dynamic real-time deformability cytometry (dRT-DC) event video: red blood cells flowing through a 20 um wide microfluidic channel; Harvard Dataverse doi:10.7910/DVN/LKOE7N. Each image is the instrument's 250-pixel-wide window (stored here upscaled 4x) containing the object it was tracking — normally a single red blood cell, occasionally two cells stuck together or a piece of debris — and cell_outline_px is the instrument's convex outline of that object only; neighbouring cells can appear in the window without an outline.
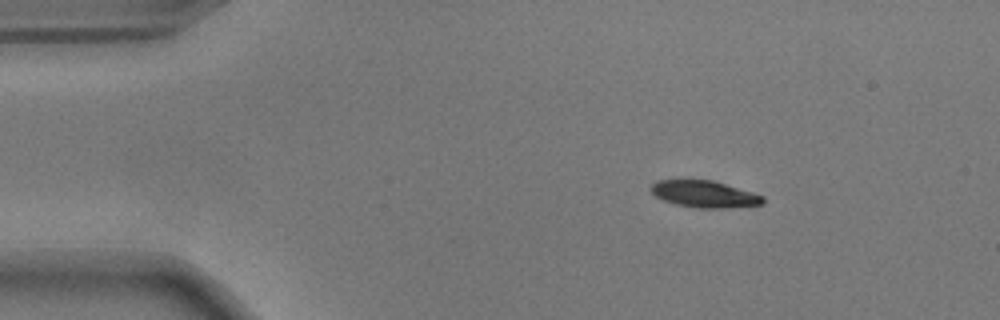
{"species": "common noctule bat (a hibernating species)", "species_latin": "Nyctalus noctula", "temperature_condition": "warm", "stored_images_in_passage": 47, "camera_frame_rate_fps": 3000, "um_per_image_px": 0.085, "animal": {"sex": "male", "body_mass_g": 17.9}, "frame": {"image": 1, "passage_image": 1, "time_ms": 0.0, "image_size_px": [1000, 320], "cell_outline_px": [[764, 204], [724, 208], [696, 208], [676, 204], [664, 200], [656, 196], [648, 188], [656, 180], [712, 180], [752, 192], [764, 196]], "centroid_in_image_um": [59.86, 16.5], "position_along_channel_um": 25.1, "area_um2": 17.4}}
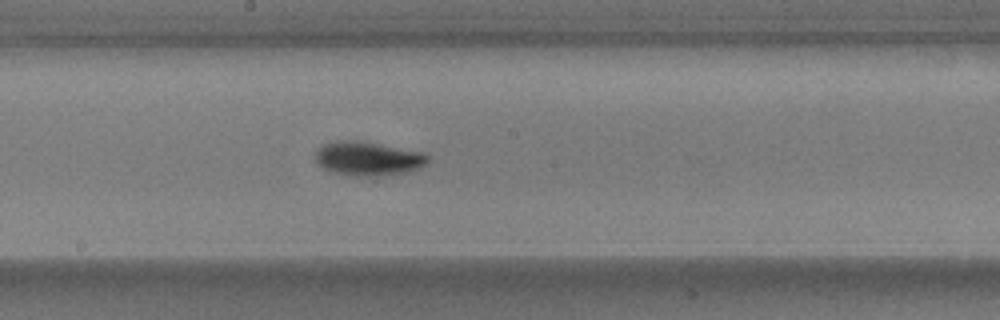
{"frame": {"image": 2, "passage_image": 22, "time_ms": 7.0, "image_size_px": [1000, 320], "cell_outline_px": [[428, 164], [420, 168], [408, 172], [368, 176], [348, 176], [332, 172], [316, 164], [316, 152], [324, 144], [340, 140], [356, 140], [424, 152], [428, 156]], "centroid_in_image_um": [31.29, 13.49], "position_along_channel_um": 216.9, "area_um2": 22.25}}
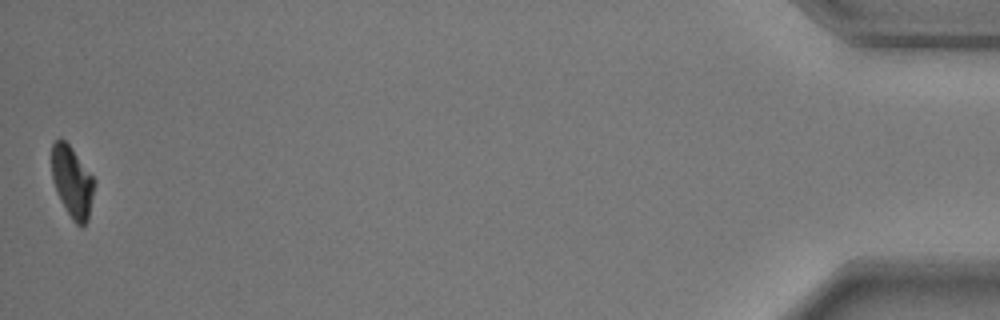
{"frame": {"image": 3, "passage_image": 47, "time_ms": 15.333, "image_size_px": [1000, 320], "cell_outline_px": [[96, 184], [88, 220], [80, 228], [72, 220], [56, 192], [52, 176], [52, 144], [60, 136], [72, 148], [96, 180]], "centroid_in_image_um": [6.16, 15.46], "position_along_channel_um": 429.0, "area_um2": 17.86}, "authors_computed_cell_mechanics": {"area_um2": 19.8832, "velocity_mm_per_s": 3.6796, "shape_relaxation_time_tau1_ms": 2.443, "shape_relaxation_time_tau2_ms": 3.0359, "deformation_change_tau1": 0.1505, "deformation_change_tau2": 0.0533}}